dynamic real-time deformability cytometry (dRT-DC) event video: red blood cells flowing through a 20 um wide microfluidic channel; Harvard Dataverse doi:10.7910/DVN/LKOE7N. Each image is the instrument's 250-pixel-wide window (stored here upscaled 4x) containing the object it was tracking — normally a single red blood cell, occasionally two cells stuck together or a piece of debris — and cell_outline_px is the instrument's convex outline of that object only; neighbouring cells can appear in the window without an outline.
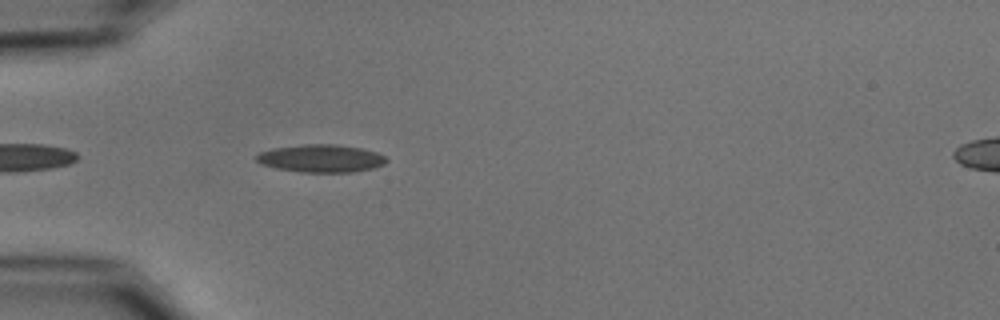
{"species": "common noctule bat (a hibernating species)", "species_latin": "Nyctalus noctula", "temperature_condition": "cold", "stored_images_in_passage": 7, "camera_frame_rate_fps": 3000, "um_per_image_px": 0.085, "animal": {"sex": "male", "body_mass_g": 15.6}, "frame": {"image": 1, "passage_image": 3, "time_ms": 0.667, "image_size_px": [1000, 320], "cell_outline_px": [[388, 160], [384, 164], [372, 168], [352, 172], [300, 172], [276, 168], [260, 164], [256, 160], [256, 156], [260, 152], [272, 148], [304, 144], [336, 144], [364, 148], [376, 152], [384, 156]], "centroid_in_image_um": [27.28, 13.46], "position_along_channel_um": 57.7, "area_um2": 21.1}}